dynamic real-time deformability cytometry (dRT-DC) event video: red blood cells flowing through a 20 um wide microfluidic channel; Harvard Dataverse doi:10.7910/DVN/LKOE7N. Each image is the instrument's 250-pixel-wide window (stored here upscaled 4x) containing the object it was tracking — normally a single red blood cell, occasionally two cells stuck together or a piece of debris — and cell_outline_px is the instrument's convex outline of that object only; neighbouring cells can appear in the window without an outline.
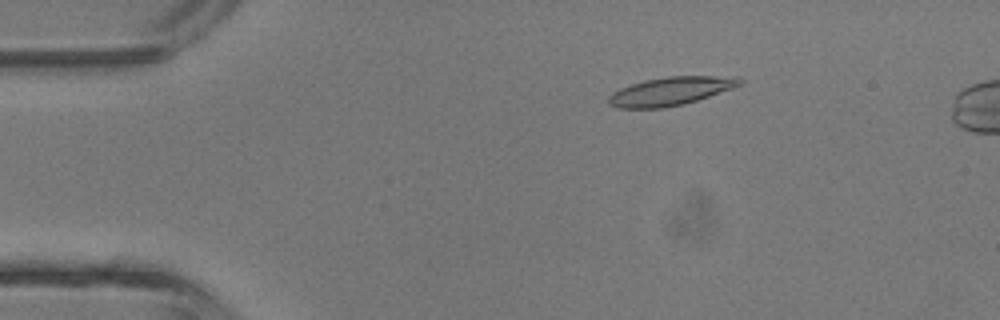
{"species": "common noctule bat (a hibernating species)", "species_latin": "Nyctalus noctula", "temperature_condition": "room temperature", "stored_images_in_passage": 3, "camera_frame_rate_fps": 3000, "um_per_image_px": 0.085, "animal": {"sex": "male", "body_mass_g": 13.3}, "frame": {"image": 1, "passage_image": 1, "time_ms": 0.0, "image_size_px": [1000, 320], "cell_outline_px": [[744, 80], [740, 84], [732, 88], [684, 104], [664, 108], [616, 108], [608, 104], [608, 96], [612, 92], [620, 88], [644, 80], [668, 76], [740, 76]], "centroid_in_image_um": [56.98, 7.74], "position_along_channel_um": 28.0, "area_um2": 21.73}}